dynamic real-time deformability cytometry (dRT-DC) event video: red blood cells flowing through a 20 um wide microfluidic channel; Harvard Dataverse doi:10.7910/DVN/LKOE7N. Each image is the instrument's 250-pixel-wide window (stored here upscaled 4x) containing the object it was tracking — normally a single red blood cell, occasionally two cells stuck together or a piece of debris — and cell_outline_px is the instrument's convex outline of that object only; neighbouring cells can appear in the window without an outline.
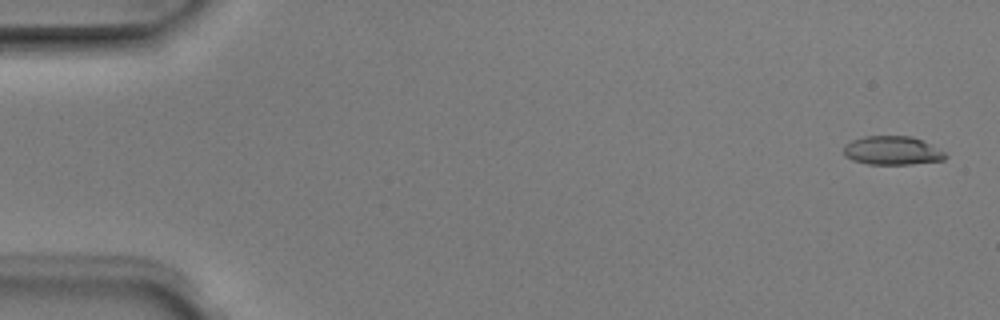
{"species": "Egyptian fruit bat (a non-hibernating species)", "species_latin": "Rousettus aegyptiacus", "temperature_condition": "room temperature", "stored_images_in_passage": 6, "camera_frame_rate_fps": 3000, "um_per_image_px": 0.085, "animal": {"sex": "male"}, "frame": {"image": 1, "passage_image": 1, "time_ms": 0.0, "image_size_px": [1000, 320], "cell_outline_px": [[948, 156], [944, 160], [912, 164], [868, 164], [852, 160], [844, 156], [844, 144], [852, 140], [864, 136], [912, 136], [944, 152]], "centroid_in_image_um": [75.8, 12.8], "position_along_channel_um": 9.2, "area_um2": 16.94}}
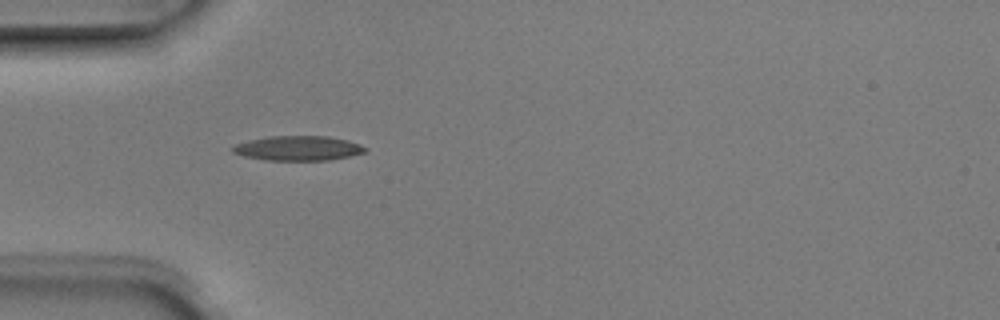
{"frame": {"image": 2, "passage_image": 5, "time_ms": 1.333, "image_size_px": [1000, 320], "cell_outline_px": [[368, 148], [364, 152], [348, 156], [328, 160], [268, 160], [244, 156], [232, 152], [232, 148], [236, 144], [248, 140], [268, 136], [328, 136], [348, 140]], "centroid_in_image_um": [25.32, 12.59], "position_along_channel_um": 59.7, "area_um2": 18.9}}
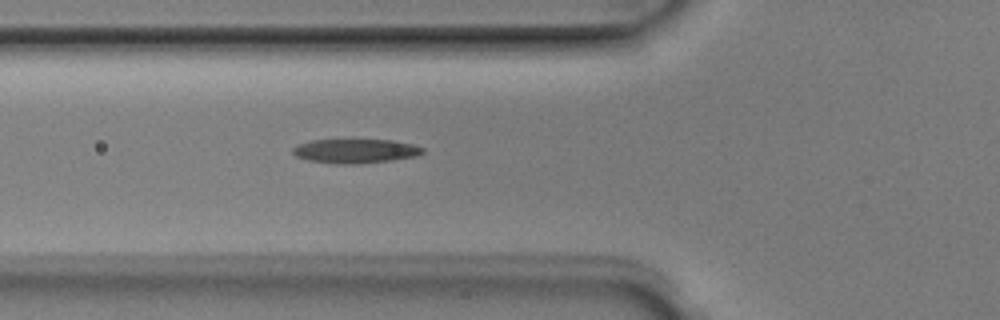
{"frame": {"image": 3, "passage_image": 6, "time_ms": 1.667, "image_size_px": [1000, 320], "cell_outline_px": [[424, 152], [416, 156], [392, 160], [356, 164], [332, 164], [308, 160], [296, 156], [292, 152], [292, 148], [300, 144], [312, 140], [392, 140], [412, 144], [424, 148]], "centroid_in_image_um": [30.21, 12.84], "position_along_channel_um": 95.6, "area_um2": 18.26}}